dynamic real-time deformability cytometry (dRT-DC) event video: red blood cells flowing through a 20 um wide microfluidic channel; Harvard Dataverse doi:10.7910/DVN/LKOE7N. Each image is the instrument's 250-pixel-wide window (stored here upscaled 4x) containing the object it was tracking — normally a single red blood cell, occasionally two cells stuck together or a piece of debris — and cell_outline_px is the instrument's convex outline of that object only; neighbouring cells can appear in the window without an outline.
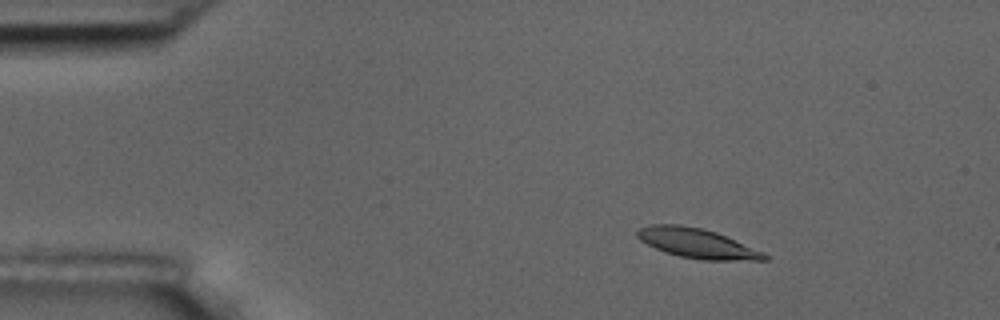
{"species": "common noctule bat (a hibernating species)", "species_latin": "Nyctalus noctula", "temperature_condition": "room temperature", "stored_images_in_passage": 5, "camera_frame_rate_fps": 3000, "um_per_image_px": 0.085, "animal": {"sex": "male", "body_mass_g": 17.5, "forearm_length_mm": 52.3}, "frame": {"image": 1, "passage_image": 2, "time_ms": 1.0, "image_size_px": [1000, 320], "cell_outline_px": [[768, 260], [700, 260], [680, 256], [664, 252], [640, 240], [636, 236], [636, 232], [640, 228], [652, 224], [680, 224], [700, 228], [716, 232], [764, 252], [768, 256]], "centroid_in_image_um": [59.24, 20.68], "position_along_channel_um": 25.8, "area_um2": 21.85}}
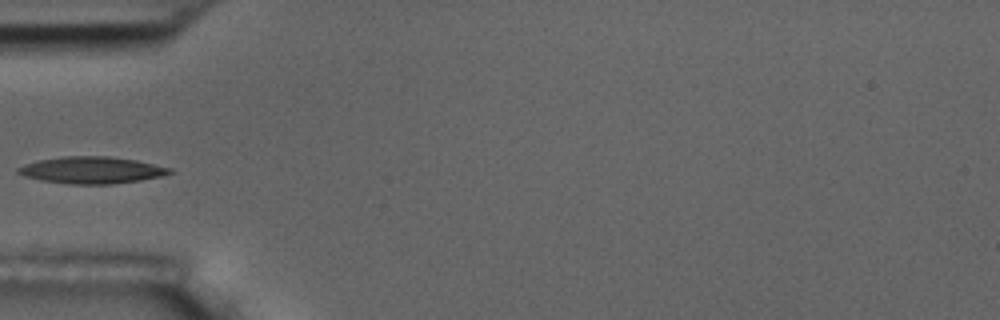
{"frame": {"image": 2, "passage_image": 5, "time_ms": 4.333, "image_size_px": [1000, 320], "cell_outline_px": [[172, 172], [160, 176], [140, 180], [112, 184], [68, 184], [40, 180], [24, 176], [16, 172], [16, 168], [24, 164], [40, 160], [60, 156], [108, 156], [136, 160], [172, 168]], "centroid_in_image_um": [7.75, 14.46], "position_along_channel_um": 77.2, "area_um2": 23.7}}